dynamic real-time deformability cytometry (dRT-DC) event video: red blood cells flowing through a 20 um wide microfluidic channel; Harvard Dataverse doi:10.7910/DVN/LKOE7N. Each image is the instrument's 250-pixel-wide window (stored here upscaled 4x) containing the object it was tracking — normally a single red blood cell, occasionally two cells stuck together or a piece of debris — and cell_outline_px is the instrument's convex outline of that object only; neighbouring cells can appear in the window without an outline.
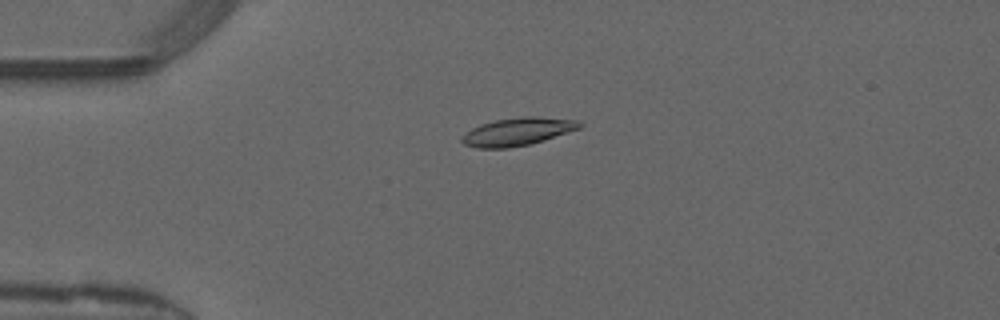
{"species": "common noctule bat (a hibernating species)", "species_latin": "Nyctalus noctula", "temperature_condition": "warm", "stored_images_in_passage": 50, "camera_frame_rate_fps": 3000, "um_per_image_px": 0.085, "animal": {"sex": "male", "forearm_length_mm": 52.5}, "frame": {"image": 1, "passage_image": 12, "time_ms": 3.667, "image_size_px": [1000, 320], "cell_outline_px": [[584, 124], [580, 128], [544, 140], [528, 144], [508, 148], [476, 148], [464, 144], [460, 140], [460, 136], [472, 128], [480, 124], [496, 120], [524, 116], [536, 116], [576, 120]], "centroid_in_image_um": [43.96, 11.19], "position_along_channel_um": 41.0, "area_um2": 19.07}}
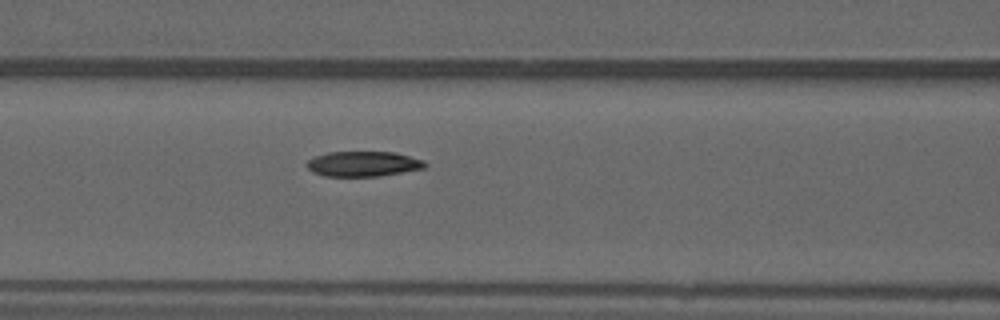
{"frame": {"image": 2, "passage_image": 21, "time_ms": 6.667, "image_size_px": [1000, 320], "cell_outline_px": [[428, 164], [424, 168], [380, 176], [324, 176], [312, 172], [304, 164], [308, 160], [316, 156], [328, 152], [396, 152], [424, 160]], "centroid_in_image_um": [30.87, 13.93], "position_along_channel_um": 135.7, "area_um2": 17.4}}
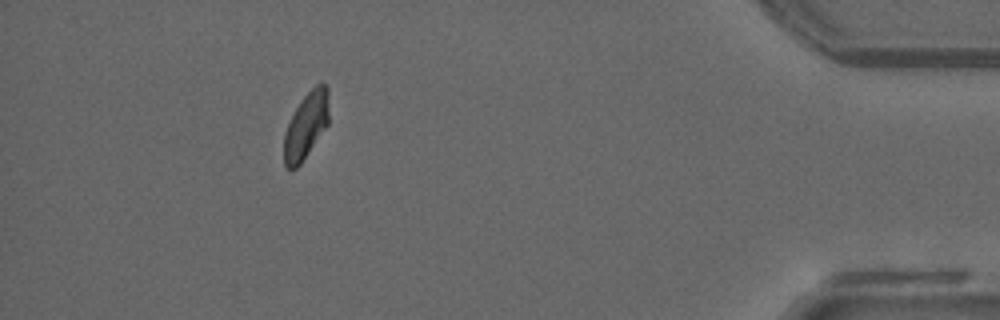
{"frame": {"image": 3, "passage_image": 45, "time_ms": 14.667, "image_size_px": [1000, 320], "cell_outline_px": [[328, 124], [300, 164], [296, 168], [288, 168], [284, 164], [284, 132], [300, 100], [316, 84], [324, 84], [328, 88]], "centroid_in_image_um": [26.01, 10.66], "position_along_channel_um": 409.2, "area_um2": 17.05}, "authors_computed_cell_mechanics": {"area_um2": 18.1203, "velocity_mm_per_s": 4.1295, "shape_relaxation_time_tau1_ms": 6.1603, "shape_relaxation_time_tau2_ms": 3.6172, "deformation_change_tau1": 0.1492, "deformation_change_tau2": 0.0781}}